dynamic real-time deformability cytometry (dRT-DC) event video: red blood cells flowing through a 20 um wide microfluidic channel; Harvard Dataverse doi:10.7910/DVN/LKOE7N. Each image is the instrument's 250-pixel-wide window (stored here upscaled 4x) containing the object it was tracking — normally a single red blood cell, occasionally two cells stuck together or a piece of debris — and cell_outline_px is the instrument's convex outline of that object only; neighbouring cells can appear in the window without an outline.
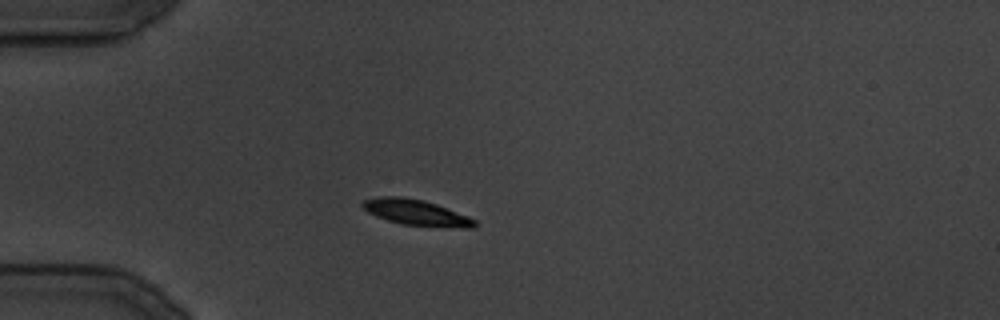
{"species": "common noctule bat (a hibernating species)", "species_latin": "Nyctalus noctula", "temperature_condition": "cold", "stored_images_in_passage": 67, "camera_frame_rate_fps": 3000, "um_per_image_px": 0.085, "animal": {"sex": "male", "body_mass_g": 19.5, "forearm_length_mm": 54.6}, "frame": {"image": 1, "passage_image": 1, "time_ms": 0.0, "image_size_px": [1000, 320], "cell_outline_px": [[476, 224], [472, 228], [464, 228], [400, 224], [376, 216], [368, 212], [360, 204], [364, 200], [380, 196], [404, 196], [424, 200], [436, 204], [468, 216], [476, 220]], "centroid_in_image_um": [35.36, 18.05], "position_along_channel_um": 49.6, "area_um2": 16.76}}
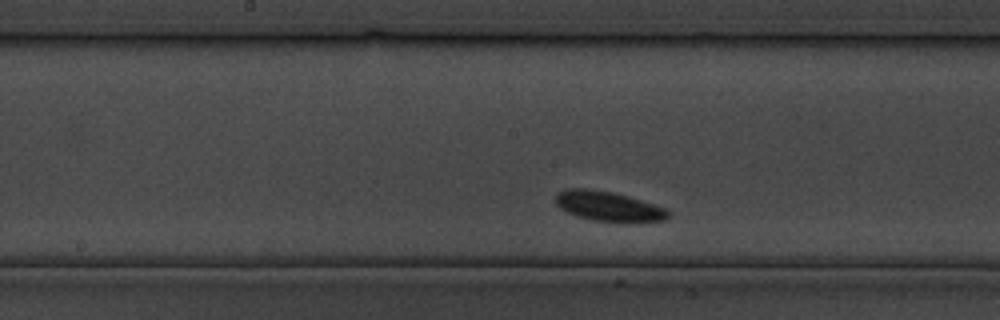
{"frame": {"image": 2, "passage_image": 23, "time_ms": 7.333, "image_size_px": [1000, 320], "cell_outline_px": [[672, 212], [664, 220], [636, 224], [624, 224], [592, 220], [568, 212], [560, 208], [556, 204], [556, 192], [564, 188], [588, 188], [612, 192], [628, 196], [664, 208]], "centroid_in_image_um": [51.74, 17.56], "position_along_channel_um": 196.5, "area_um2": 20.06}}
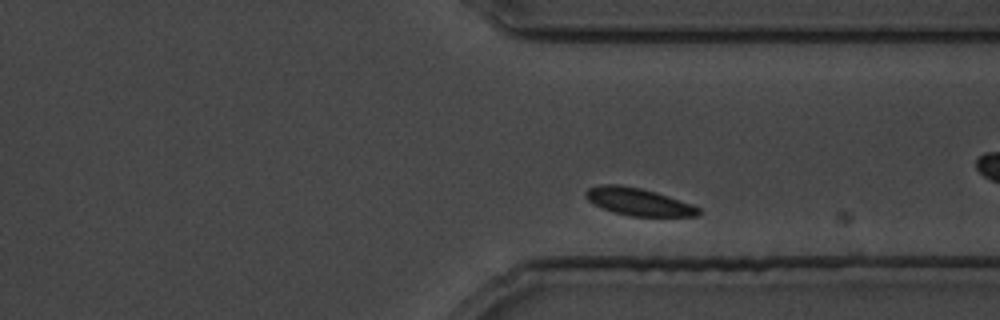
{"frame": {"image": 3, "passage_image": 56, "time_ms": 18.333, "image_size_px": [1000, 320], "cell_outline_px": [[700, 212], [696, 216], [628, 216], [612, 212], [588, 200], [584, 196], [584, 192], [588, 188], [600, 184], [620, 184], [640, 188], [656, 192], [692, 204], [700, 208]], "centroid_in_image_um": [54.24, 17.14], "position_along_channel_um": 357.2, "area_um2": 18.03}}